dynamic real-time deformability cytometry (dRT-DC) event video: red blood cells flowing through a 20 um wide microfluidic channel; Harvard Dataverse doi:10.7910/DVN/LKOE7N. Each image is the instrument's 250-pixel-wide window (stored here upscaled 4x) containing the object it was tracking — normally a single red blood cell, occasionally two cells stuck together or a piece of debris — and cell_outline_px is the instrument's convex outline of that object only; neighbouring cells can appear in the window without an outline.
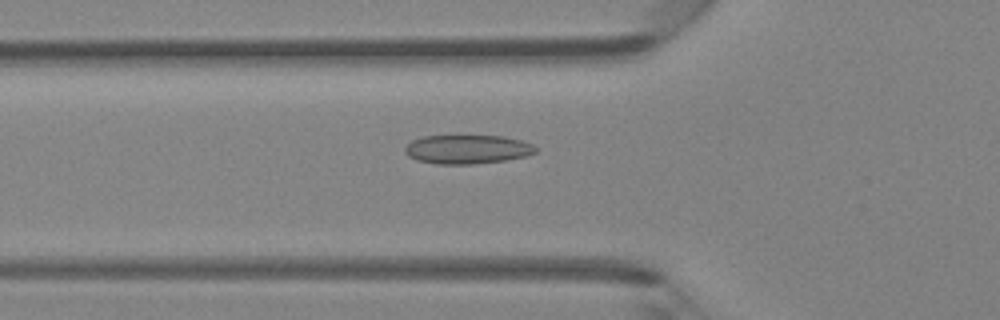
{"species": "Egyptian fruit bat (a non-hibernating species)", "species_latin": "Rousettus aegyptiacus", "temperature_condition": "room temperature", "stored_images_in_passage": 45, "camera_frame_rate_fps": 3000, "um_per_image_px": 0.085, "animal": {"sex": "female"}, "frame": {"image": 1, "passage_image": 16, "time_ms": 5.0, "image_size_px": [1000, 320], "cell_outline_px": [[536, 152], [528, 156], [508, 160], [472, 164], [436, 164], [416, 160], [408, 156], [404, 152], [404, 148], [412, 140], [424, 136], [504, 136], [520, 140], [532, 144], [536, 148]], "centroid_in_image_um": [39.72, 12.7], "position_along_channel_um": 86.1, "area_um2": 22.14}}
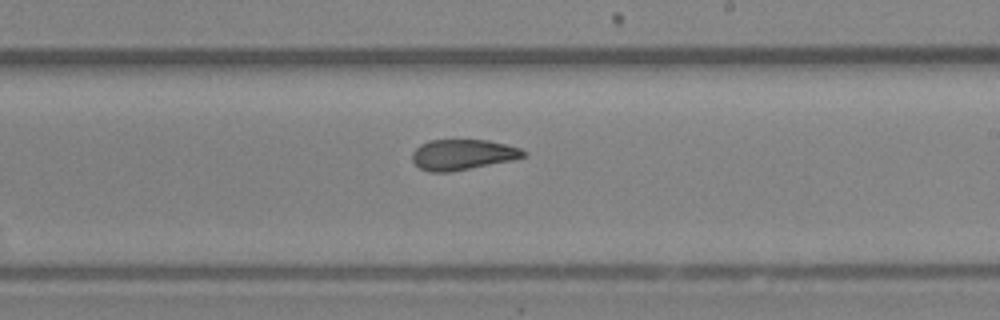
{"frame": {"image": 2, "passage_image": 27, "time_ms": 8.667, "image_size_px": [1000, 320], "cell_outline_px": [[528, 152], [524, 156], [512, 160], [452, 172], [428, 172], [420, 168], [412, 160], [412, 152], [420, 144], [428, 140], [488, 140], [520, 148]], "centroid_in_image_um": [39.3, 13.14], "position_along_channel_um": 249.7, "area_um2": 19.83}}
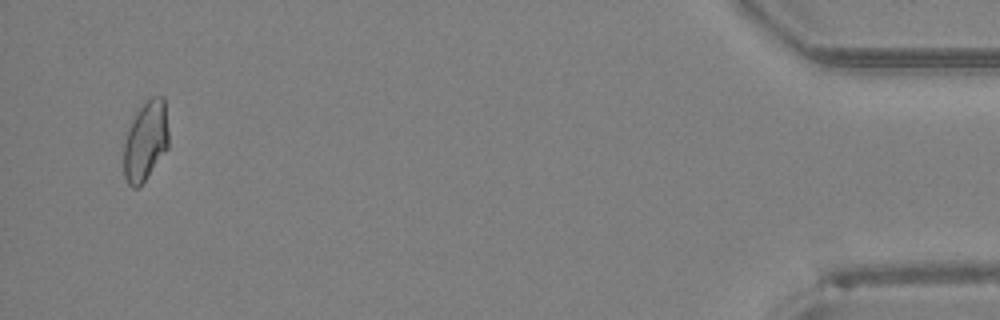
{"frame": {"image": 3, "passage_image": 44, "time_ms": 14.333, "image_size_px": [1000, 320], "cell_outline_px": [[168, 148], [144, 180], [136, 188], [132, 188], [128, 184], [124, 176], [124, 140], [128, 128], [136, 112], [152, 96], [164, 96], [168, 128]], "centroid_in_image_um": [12.37, 11.96], "position_along_channel_um": 422.8, "area_um2": 20.69}}